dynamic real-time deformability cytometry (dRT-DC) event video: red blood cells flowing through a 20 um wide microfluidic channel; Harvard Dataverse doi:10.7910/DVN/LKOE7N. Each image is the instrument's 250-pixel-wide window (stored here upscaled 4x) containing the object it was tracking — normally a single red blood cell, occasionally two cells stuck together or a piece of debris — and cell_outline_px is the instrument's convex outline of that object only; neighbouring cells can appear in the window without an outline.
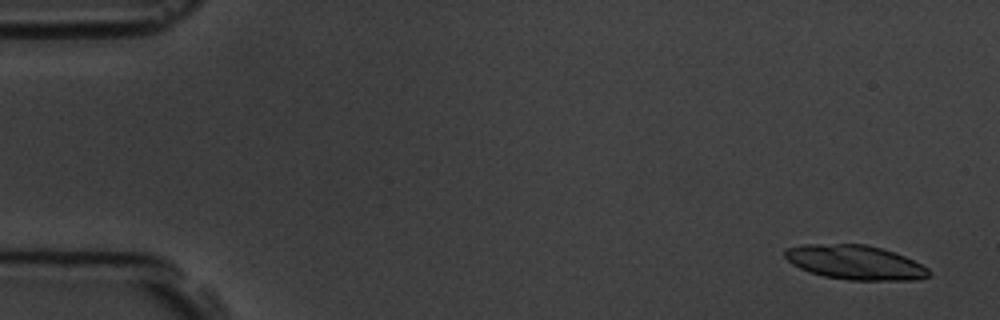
{"species": "common noctule bat (a hibernating species)", "species_latin": "Nyctalus noctula", "temperature_condition": "room temperature", "stored_images_in_passage": 5, "camera_frame_rate_fps": 3000, "um_per_image_px": 0.085, "animal": {"sex": "male", "body_mass_g": 19.5, "forearm_length_mm": 54.6}, "frame": {"image": 1, "passage_image": 1, "time_ms": 0.0, "image_size_px": [1000, 320], "cell_outline_px": [[932, 272], [928, 276], [916, 280], [848, 280], [824, 276], [808, 272], [792, 264], [784, 256], [784, 248], [804, 244], [864, 244], [880, 248], [904, 256], [928, 268]], "centroid_in_image_um": [72.65, 22.3], "position_along_channel_um": 12.4, "area_um2": 28.78}}